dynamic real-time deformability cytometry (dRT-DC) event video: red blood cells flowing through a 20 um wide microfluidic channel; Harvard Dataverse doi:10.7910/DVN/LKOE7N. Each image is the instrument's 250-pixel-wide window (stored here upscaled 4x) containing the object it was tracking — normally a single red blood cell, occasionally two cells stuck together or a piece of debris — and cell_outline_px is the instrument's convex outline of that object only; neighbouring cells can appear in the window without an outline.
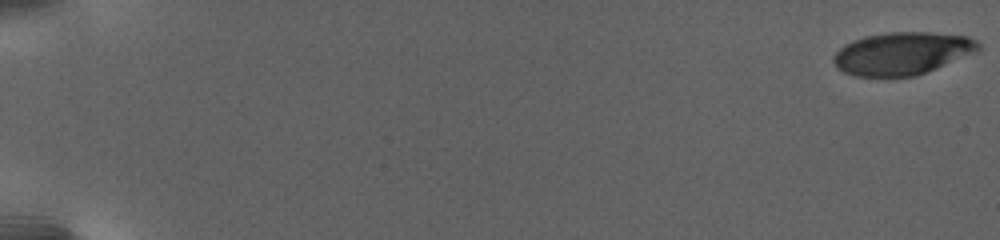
{"species": "human", "species_latin": "Homo sapiens", "temperature_condition": "warm", "stored_images_in_passage": 74, "camera_frame_rate_fps": 3000, "um_per_image_px": 0.085, "donor": {"sex": "female"}, "frame": {"image": 1, "passage_image": 1, "time_ms": 0.0, "image_size_px": [1000, 240], "cell_outline_px": [[980, 48], [976, 52], [916, 76], [856, 76], [844, 72], [836, 68], [832, 60], [832, 56], [844, 44], [852, 40], [864, 36], [888, 32], [928, 32], [968, 36], [976, 40], [980, 44]], "centroid_in_image_um": [76.66, 4.53], "position_along_channel_um": 8.3, "area_um2": 36.01}}
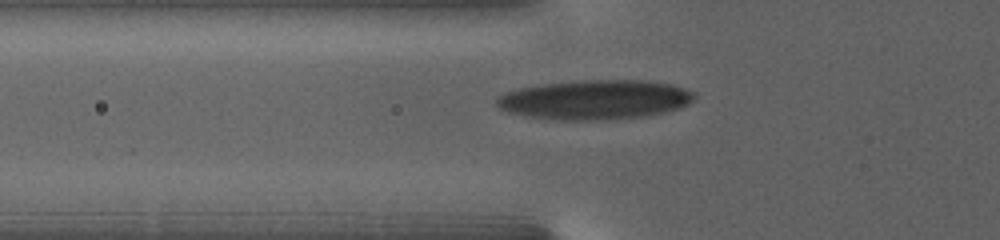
{"frame": {"image": 2, "passage_image": 66, "time_ms": 10.0, "image_size_px": [1000, 240], "cell_outline_px": [[692, 100], [688, 104], [680, 108], [668, 112], [648, 116], [616, 120], [560, 120], [524, 116], [508, 112], [500, 108], [496, 104], [496, 96], [504, 92], [520, 88], [544, 84], [584, 80], [640, 80], [668, 84], [692, 92]], "centroid_in_image_um": [50.52, 8.5], "position_along_channel_um": 75.3, "area_um2": 45.55}}